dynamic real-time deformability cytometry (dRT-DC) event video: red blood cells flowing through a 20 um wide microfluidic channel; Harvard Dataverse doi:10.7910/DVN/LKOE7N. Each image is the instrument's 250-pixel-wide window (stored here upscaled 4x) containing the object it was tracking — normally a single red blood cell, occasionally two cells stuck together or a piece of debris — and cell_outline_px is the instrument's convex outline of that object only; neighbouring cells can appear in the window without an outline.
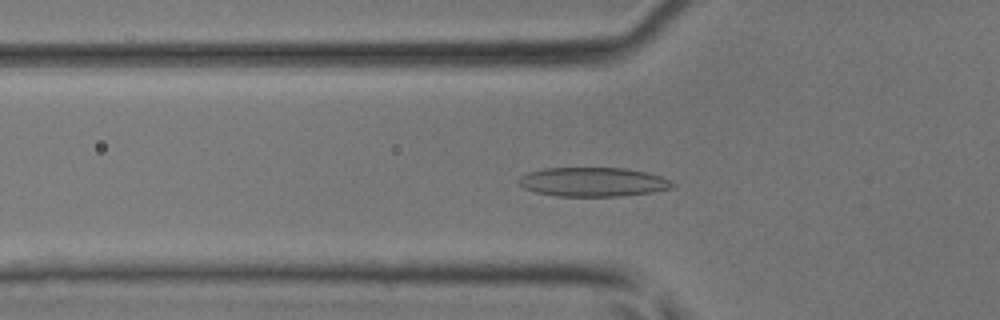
{"species": "common noctule bat (a hibernating species)", "species_latin": "Nyctalus noctula", "temperature_condition": "room temperature", "stored_images_in_passage": 42, "camera_frame_rate_fps": 3000, "um_per_image_px": 0.085, "animal": {"sex": "male", "body_mass_g": 17.9, "forearm_length_mm": 54.2}, "frame": {"image": 1, "passage_image": 12, "time_ms": 3.667, "image_size_px": [1000, 320], "cell_outline_px": [[676, 184], [672, 188], [652, 192], [620, 196], [556, 196], [536, 192], [524, 188], [520, 184], [520, 176], [528, 172], [544, 168], [624, 168], [648, 172], [660, 176]], "centroid_in_image_um": [50.42, 15.46], "position_along_channel_um": 75.4, "area_um2": 26.01}}
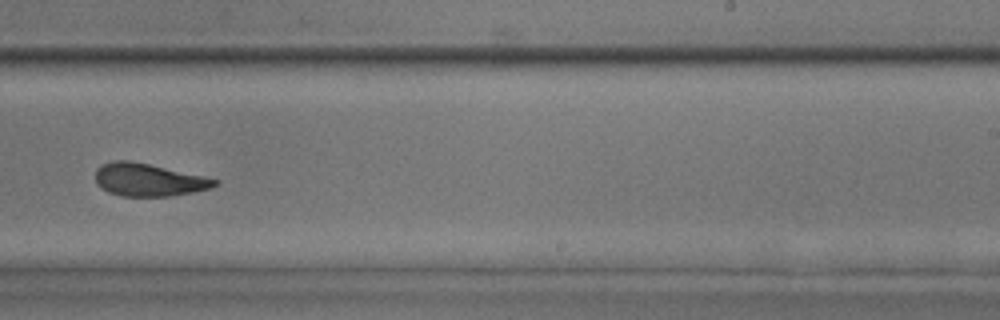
{"frame": {"image": 2, "passage_image": 25, "time_ms": 8.0, "image_size_px": [1000, 320], "cell_outline_px": [[220, 184], [212, 188], [192, 192], [168, 196], [120, 196], [108, 192], [100, 188], [96, 184], [96, 168], [100, 164], [112, 160], [128, 160], [148, 164], [204, 176], [220, 180]], "centroid_in_image_um": [12.61, 15.28], "position_along_channel_um": 276.4, "area_um2": 22.89}}
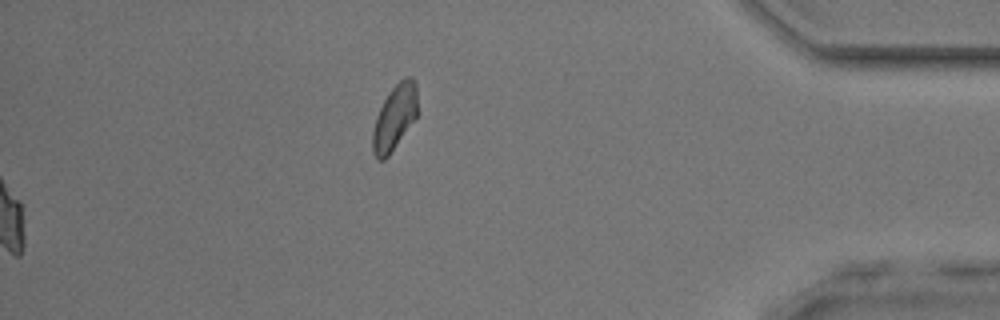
{"frame": {"image": 3, "passage_image": 42, "time_ms": 13.667, "image_size_px": [1000, 320], "cell_outline_px": [[416, 116], [388, 156], [384, 160], [376, 160], [372, 152], [372, 132], [376, 116], [388, 92], [404, 76], [412, 76], [416, 84]], "centroid_in_image_um": [33.5, 9.98], "position_along_channel_um": 401.7, "area_um2": 16.82}}